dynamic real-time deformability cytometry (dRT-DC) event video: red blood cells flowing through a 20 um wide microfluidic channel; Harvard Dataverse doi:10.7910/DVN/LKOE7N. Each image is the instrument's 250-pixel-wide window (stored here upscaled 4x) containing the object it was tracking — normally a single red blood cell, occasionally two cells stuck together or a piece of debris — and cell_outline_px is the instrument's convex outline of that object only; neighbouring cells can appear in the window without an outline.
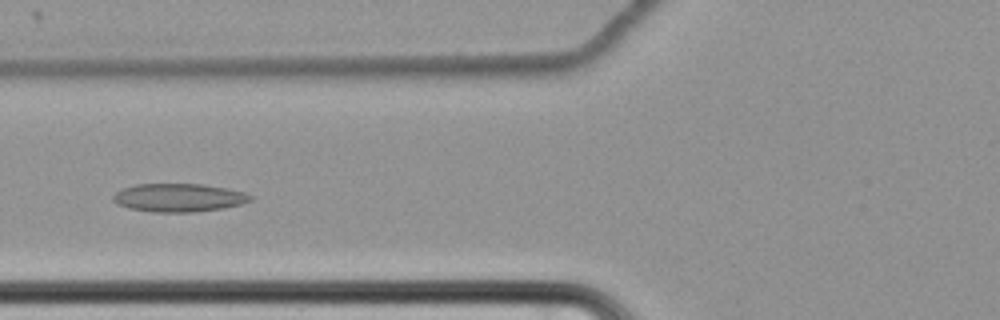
{"species": "common noctule bat (a hibernating species)", "species_latin": "Nyctalus noctula", "temperature_condition": "cold", "stored_images_in_passage": 65, "camera_frame_rate_fps": 3000, "um_per_image_px": 0.085, "animal": {"sex": "female", "body_mass_g": 22.7, "forearm_length_mm": 54.2}, "frame": {"image": 1, "passage_image": 29, "time_ms": 9.333, "image_size_px": [1000, 320], "cell_outline_px": [[252, 200], [240, 204], [224, 208], [192, 212], [152, 212], [128, 208], [116, 204], [112, 200], [112, 196], [116, 192], [124, 188], [136, 184], [200, 184], [224, 188], [244, 192], [252, 196]], "centroid_in_image_um": [15.15, 16.81], "position_along_channel_um": 110.6, "area_um2": 22.54}}
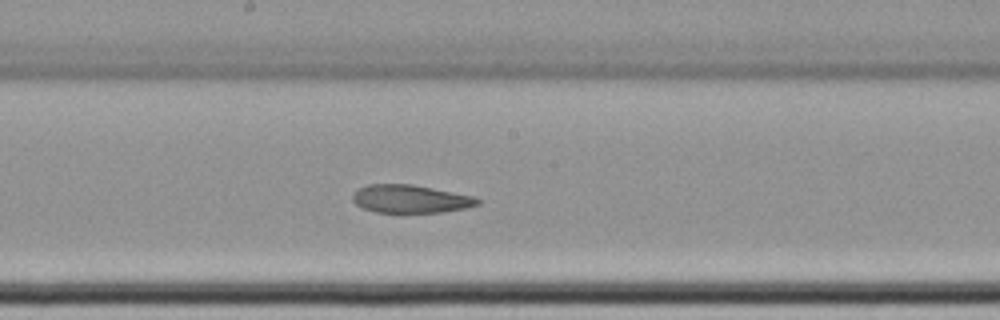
{"frame": {"image": 2, "passage_image": 38, "time_ms": 12.333, "image_size_px": [1000, 320], "cell_outline_px": [[480, 204], [468, 208], [444, 212], [376, 212], [364, 208], [356, 204], [352, 200], [352, 196], [360, 188], [368, 184], [412, 184], [472, 196], [480, 200]], "centroid_in_image_um": [34.91, 16.91], "position_along_channel_um": 213.3, "area_um2": 20.23}}
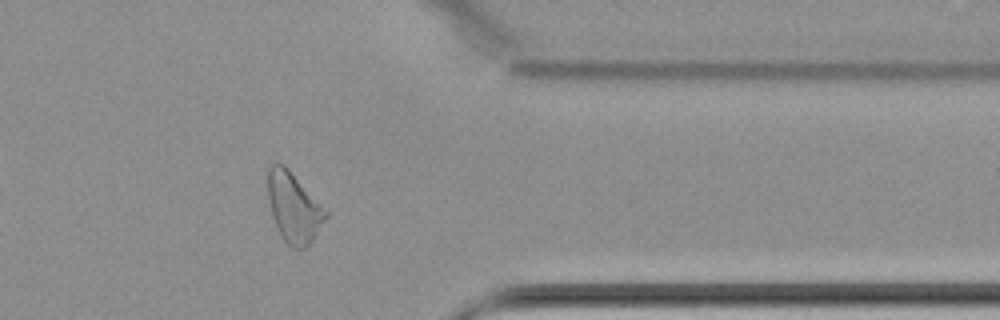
{"frame": {"image": 3, "passage_image": 54, "time_ms": 17.667, "image_size_px": [1000, 320], "cell_outline_px": [[328, 216], [312, 240], [304, 248], [292, 248], [284, 240], [276, 228], [272, 216], [268, 200], [268, 168], [272, 164], [284, 164], [288, 168], [328, 212]], "centroid_in_image_um": [24.95, 17.64], "position_along_channel_um": 386.4, "area_um2": 23.29}, "authors_computed_cell_mechanics": {"area_um2": 25.0274, "velocity_mm_per_s": 3.4261, "shape_relaxation_time_tau1_ms": null, "shape_relaxation_time_tau2_ms": 6.0514, "deformation_change_tau1": null, "deformation_change_tau2": 0.1266}}